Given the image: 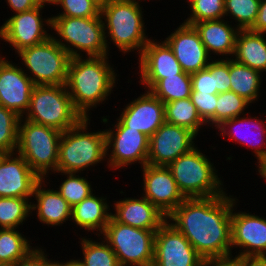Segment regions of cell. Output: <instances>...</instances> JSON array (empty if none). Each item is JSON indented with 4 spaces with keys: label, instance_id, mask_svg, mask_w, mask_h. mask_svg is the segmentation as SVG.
<instances>
[{
    "label": "cell",
    "instance_id": "ac0fdd59",
    "mask_svg": "<svg viewBox=\"0 0 266 266\" xmlns=\"http://www.w3.org/2000/svg\"><path fill=\"white\" fill-rule=\"evenodd\" d=\"M138 81L149 91L160 79L175 76L183 72L172 49L163 41L150 39L138 57Z\"/></svg>",
    "mask_w": 266,
    "mask_h": 266
},
{
    "label": "cell",
    "instance_id": "ab89813d",
    "mask_svg": "<svg viewBox=\"0 0 266 266\" xmlns=\"http://www.w3.org/2000/svg\"><path fill=\"white\" fill-rule=\"evenodd\" d=\"M218 94L200 93L191 90V101L207 128H215V109ZM210 125V126H209Z\"/></svg>",
    "mask_w": 266,
    "mask_h": 266
},
{
    "label": "cell",
    "instance_id": "d6986e66",
    "mask_svg": "<svg viewBox=\"0 0 266 266\" xmlns=\"http://www.w3.org/2000/svg\"><path fill=\"white\" fill-rule=\"evenodd\" d=\"M164 41L172 49L182 70L190 75L207 68L214 59L208 54L193 25L183 22Z\"/></svg>",
    "mask_w": 266,
    "mask_h": 266
},
{
    "label": "cell",
    "instance_id": "9a60e30c",
    "mask_svg": "<svg viewBox=\"0 0 266 266\" xmlns=\"http://www.w3.org/2000/svg\"><path fill=\"white\" fill-rule=\"evenodd\" d=\"M238 201L231 212V249H239L238 256H266V217L237 211ZM237 211V212H236Z\"/></svg>",
    "mask_w": 266,
    "mask_h": 266
},
{
    "label": "cell",
    "instance_id": "bcb514c9",
    "mask_svg": "<svg viewBox=\"0 0 266 266\" xmlns=\"http://www.w3.org/2000/svg\"><path fill=\"white\" fill-rule=\"evenodd\" d=\"M250 31L266 34V0L260 1L259 11Z\"/></svg>",
    "mask_w": 266,
    "mask_h": 266
},
{
    "label": "cell",
    "instance_id": "3957f363",
    "mask_svg": "<svg viewBox=\"0 0 266 266\" xmlns=\"http://www.w3.org/2000/svg\"><path fill=\"white\" fill-rule=\"evenodd\" d=\"M140 6L137 0H110L101 7L108 53L112 42L125 55L135 50L141 55L152 37L148 39L145 33L144 9Z\"/></svg>",
    "mask_w": 266,
    "mask_h": 266
},
{
    "label": "cell",
    "instance_id": "f6af8a7d",
    "mask_svg": "<svg viewBox=\"0 0 266 266\" xmlns=\"http://www.w3.org/2000/svg\"><path fill=\"white\" fill-rule=\"evenodd\" d=\"M12 12L19 13L37 7L40 3L38 0H5Z\"/></svg>",
    "mask_w": 266,
    "mask_h": 266
},
{
    "label": "cell",
    "instance_id": "60d3db41",
    "mask_svg": "<svg viewBox=\"0 0 266 266\" xmlns=\"http://www.w3.org/2000/svg\"><path fill=\"white\" fill-rule=\"evenodd\" d=\"M207 69L214 75L218 93L230 91L229 58H215L208 64Z\"/></svg>",
    "mask_w": 266,
    "mask_h": 266
},
{
    "label": "cell",
    "instance_id": "f546056e",
    "mask_svg": "<svg viewBox=\"0 0 266 266\" xmlns=\"http://www.w3.org/2000/svg\"><path fill=\"white\" fill-rule=\"evenodd\" d=\"M18 229H0V265L11 266L25 258L36 246Z\"/></svg>",
    "mask_w": 266,
    "mask_h": 266
},
{
    "label": "cell",
    "instance_id": "603a6c76",
    "mask_svg": "<svg viewBox=\"0 0 266 266\" xmlns=\"http://www.w3.org/2000/svg\"><path fill=\"white\" fill-rule=\"evenodd\" d=\"M135 198L124 197L122 200L114 201L111 217L124 225L144 230L157 231L166 221L167 217L160 212L148 199L142 196Z\"/></svg>",
    "mask_w": 266,
    "mask_h": 266
},
{
    "label": "cell",
    "instance_id": "b9f144b4",
    "mask_svg": "<svg viewBox=\"0 0 266 266\" xmlns=\"http://www.w3.org/2000/svg\"><path fill=\"white\" fill-rule=\"evenodd\" d=\"M191 87L194 92L218 94L214 75L207 68L191 74Z\"/></svg>",
    "mask_w": 266,
    "mask_h": 266
},
{
    "label": "cell",
    "instance_id": "f5cc1de1",
    "mask_svg": "<svg viewBox=\"0 0 266 266\" xmlns=\"http://www.w3.org/2000/svg\"><path fill=\"white\" fill-rule=\"evenodd\" d=\"M95 3H97L100 7L106 5L110 0H93Z\"/></svg>",
    "mask_w": 266,
    "mask_h": 266
},
{
    "label": "cell",
    "instance_id": "d590c367",
    "mask_svg": "<svg viewBox=\"0 0 266 266\" xmlns=\"http://www.w3.org/2000/svg\"><path fill=\"white\" fill-rule=\"evenodd\" d=\"M248 106H251V104L235 92L218 93L215 109V128L225 120L248 113L245 110L248 109Z\"/></svg>",
    "mask_w": 266,
    "mask_h": 266
},
{
    "label": "cell",
    "instance_id": "7a4b0ae2",
    "mask_svg": "<svg viewBox=\"0 0 266 266\" xmlns=\"http://www.w3.org/2000/svg\"><path fill=\"white\" fill-rule=\"evenodd\" d=\"M108 56L72 57L69 61L65 85L83 118H91L89 111L106 103L117 85L116 69L110 65Z\"/></svg>",
    "mask_w": 266,
    "mask_h": 266
},
{
    "label": "cell",
    "instance_id": "ee69618b",
    "mask_svg": "<svg viewBox=\"0 0 266 266\" xmlns=\"http://www.w3.org/2000/svg\"><path fill=\"white\" fill-rule=\"evenodd\" d=\"M200 266H241L240 256L230 254L222 257L204 258Z\"/></svg>",
    "mask_w": 266,
    "mask_h": 266
},
{
    "label": "cell",
    "instance_id": "44dd1931",
    "mask_svg": "<svg viewBox=\"0 0 266 266\" xmlns=\"http://www.w3.org/2000/svg\"><path fill=\"white\" fill-rule=\"evenodd\" d=\"M122 109L118 119L149 138L165 122L164 103L146 89Z\"/></svg>",
    "mask_w": 266,
    "mask_h": 266
},
{
    "label": "cell",
    "instance_id": "f907efd6",
    "mask_svg": "<svg viewBox=\"0 0 266 266\" xmlns=\"http://www.w3.org/2000/svg\"><path fill=\"white\" fill-rule=\"evenodd\" d=\"M65 266H84L80 259H70L65 262Z\"/></svg>",
    "mask_w": 266,
    "mask_h": 266
},
{
    "label": "cell",
    "instance_id": "9c48e42d",
    "mask_svg": "<svg viewBox=\"0 0 266 266\" xmlns=\"http://www.w3.org/2000/svg\"><path fill=\"white\" fill-rule=\"evenodd\" d=\"M155 232L121 224L112 217L101 234L120 266H152Z\"/></svg>",
    "mask_w": 266,
    "mask_h": 266
},
{
    "label": "cell",
    "instance_id": "5b68a950",
    "mask_svg": "<svg viewBox=\"0 0 266 266\" xmlns=\"http://www.w3.org/2000/svg\"><path fill=\"white\" fill-rule=\"evenodd\" d=\"M51 19V31H55L51 37L68 52L71 58L110 55L106 47L101 14L91 18L53 15Z\"/></svg>",
    "mask_w": 266,
    "mask_h": 266
},
{
    "label": "cell",
    "instance_id": "277c9868",
    "mask_svg": "<svg viewBox=\"0 0 266 266\" xmlns=\"http://www.w3.org/2000/svg\"><path fill=\"white\" fill-rule=\"evenodd\" d=\"M90 121V118H83L76 126L62 132L57 172L83 173L81 171L107 161L105 131H90Z\"/></svg>",
    "mask_w": 266,
    "mask_h": 266
},
{
    "label": "cell",
    "instance_id": "1f68e13d",
    "mask_svg": "<svg viewBox=\"0 0 266 266\" xmlns=\"http://www.w3.org/2000/svg\"><path fill=\"white\" fill-rule=\"evenodd\" d=\"M30 198L0 197V229H19L30 215Z\"/></svg>",
    "mask_w": 266,
    "mask_h": 266
},
{
    "label": "cell",
    "instance_id": "c3c4849f",
    "mask_svg": "<svg viewBox=\"0 0 266 266\" xmlns=\"http://www.w3.org/2000/svg\"><path fill=\"white\" fill-rule=\"evenodd\" d=\"M47 253H45V266H65V262L64 261H52V259H48L47 257Z\"/></svg>",
    "mask_w": 266,
    "mask_h": 266
},
{
    "label": "cell",
    "instance_id": "4dcf8cb0",
    "mask_svg": "<svg viewBox=\"0 0 266 266\" xmlns=\"http://www.w3.org/2000/svg\"><path fill=\"white\" fill-rule=\"evenodd\" d=\"M191 75L185 73L160 79L149 91L163 103L190 98Z\"/></svg>",
    "mask_w": 266,
    "mask_h": 266
},
{
    "label": "cell",
    "instance_id": "5bb4252c",
    "mask_svg": "<svg viewBox=\"0 0 266 266\" xmlns=\"http://www.w3.org/2000/svg\"><path fill=\"white\" fill-rule=\"evenodd\" d=\"M203 258L167 220L155 232L152 266H200Z\"/></svg>",
    "mask_w": 266,
    "mask_h": 266
},
{
    "label": "cell",
    "instance_id": "7c38bea8",
    "mask_svg": "<svg viewBox=\"0 0 266 266\" xmlns=\"http://www.w3.org/2000/svg\"><path fill=\"white\" fill-rule=\"evenodd\" d=\"M45 6L39 4L33 9L12 14L0 26V39L9 43L15 53L48 40L52 36L48 33L52 28V19L51 16L43 18L41 11Z\"/></svg>",
    "mask_w": 266,
    "mask_h": 266
},
{
    "label": "cell",
    "instance_id": "7402d4cb",
    "mask_svg": "<svg viewBox=\"0 0 266 266\" xmlns=\"http://www.w3.org/2000/svg\"><path fill=\"white\" fill-rule=\"evenodd\" d=\"M40 180L21 155L8 153L0 164V197L33 199Z\"/></svg>",
    "mask_w": 266,
    "mask_h": 266
},
{
    "label": "cell",
    "instance_id": "4316f807",
    "mask_svg": "<svg viewBox=\"0 0 266 266\" xmlns=\"http://www.w3.org/2000/svg\"><path fill=\"white\" fill-rule=\"evenodd\" d=\"M260 73L266 72V36L250 30H239L233 58Z\"/></svg>",
    "mask_w": 266,
    "mask_h": 266
},
{
    "label": "cell",
    "instance_id": "8fae6325",
    "mask_svg": "<svg viewBox=\"0 0 266 266\" xmlns=\"http://www.w3.org/2000/svg\"><path fill=\"white\" fill-rule=\"evenodd\" d=\"M116 121L111 125L113 128L109 126L104 130L106 166L111 170L127 168L134 163L140 164L141 168L144 167L148 159L149 137L138 130L126 127L118 118Z\"/></svg>",
    "mask_w": 266,
    "mask_h": 266
},
{
    "label": "cell",
    "instance_id": "484cf974",
    "mask_svg": "<svg viewBox=\"0 0 266 266\" xmlns=\"http://www.w3.org/2000/svg\"><path fill=\"white\" fill-rule=\"evenodd\" d=\"M95 194L92 193L81 203L72 207L71 221L80 229L93 232L94 235L100 237L110 220L111 205H109L110 202H107V196L99 197Z\"/></svg>",
    "mask_w": 266,
    "mask_h": 266
},
{
    "label": "cell",
    "instance_id": "cb8c5ba5",
    "mask_svg": "<svg viewBox=\"0 0 266 266\" xmlns=\"http://www.w3.org/2000/svg\"><path fill=\"white\" fill-rule=\"evenodd\" d=\"M49 179H41L34 188L31 202V211H36V217L41 224L48 227L62 226L66 221H71L72 207L55 189L47 188Z\"/></svg>",
    "mask_w": 266,
    "mask_h": 266
},
{
    "label": "cell",
    "instance_id": "74e56055",
    "mask_svg": "<svg viewBox=\"0 0 266 266\" xmlns=\"http://www.w3.org/2000/svg\"><path fill=\"white\" fill-rule=\"evenodd\" d=\"M20 116L0 105V149L15 153L18 146Z\"/></svg>",
    "mask_w": 266,
    "mask_h": 266
},
{
    "label": "cell",
    "instance_id": "db71d44e",
    "mask_svg": "<svg viewBox=\"0 0 266 266\" xmlns=\"http://www.w3.org/2000/svg\"><path fill=\"white\" fill-rule=\"evenodd\" d=\"M8 153L2 149H0V164L1 162L3 161V159L5 158V156L7 155Z\"/></svg>",
    "mask_w": 266,
    "mask_h": 266
},
{
    "label": "cell",
    "instance_id": "83f0119b",
    "mask_svg": "<svg viewBox=\"0 0 266 266\" xmlns=\"http://www.w3.org/2000/svg\"><path fill=\"white\" fill-rule=\"evenodd\" d=\"M262 73L229 58L230 91L243 97L251 105L260 97Z\"/></svg>",
    "mask_w": 266,
    "mask_h": 266
},
{
    "label": "cell",
    "instance_id": "7dc6e473",
    "mask_svg": "<svg viewBox=\"0 0 266 266\" xmlns=\"http://www.w3.org/2000/svg\"><path fill=\"white\" fill-rule=\"evenodd\" d=\"M241 266H266V256H241Z\"/></svg>",
    "mask_w": 266,
    "mask_h": 266
},
{
    "label": "cell",
    "instance_id": "d4e9b609",
    "mask_svg": "<svg viewBox=\"0 0 266 266\" xmlns=\"http://www.w3.org/2000/svg\"><path fill=\"white\" fill-rule=\"evenodd\" d=\"M229 22L228 18H222L193 24L210 56L216 54L218 59L219 56H222V59L233 57L239 29L235 25L232 26V21L230 24Z\"/></svg>",
    "mask_w": 266,
    "mask_h": 266
},
{
    "label": "cell",
    "instance_id": "ffe728a7",
    "mask_svg": "<svg viewBox=\"0 0 266 266\" xmlns=\"http://www.w3.org/2000/svg\"><path fill=\"white\" fill-rule=\"evenodd\" d=\"M260 118L261 116L253 115L252 117L248 112L243 117L237 116L225 120L215 128L220 131L218 135L224 136L225 139L228 137V140H232L236 144H243V146L251 148L257 159L256 167L266 160V120L263 121Z\"/></svg>",
    "mask_w": 266,
    "mask_h": 266
},
{
    "label": "cell",
    "instance_id": "836d02e7",
    "mask_svg": "<svg viewBox=\"0 0 266 266\" xmlns=\"http://www.w3.org/2000/svg\"><path fill=\"white\" fill-rule=\"evenodd\" d=\"M260 0H224L225 17L233 19L239 30H249L257 17Z\"/></svg>",
    "mask_w": 266,
    "mask_h": 266
},
{
    "label": "cell",
    "instance_id": "816d5d0a",
    "mask_svg": "<svg viewBox=\"0 0 266 266\" xmlns=\"http://www.w3.org/2000/svg\"><path fill=\"white\" fill-rule=\"evenodd\" d=\"M57 0H38L40 4L54 5Z\"/></svg>",
    "mask_w": 266,
    "mask_h": 266
},
{
    "label": "cell",
    "instance_id": "8d00e7d4",
    "mask_svg": "<svg viewBox=\"0 0 266 266\" xmlns=\"http://www.w3.org/2000/svg\"><path fill=\"white\" fill-rule=\"evenodd\" d=\"M190 16L184 23L193 25L207 20H217L225 18L224 0H187Z\"/></svg>",
    "mask_w": 266,
    "mask_h": 266
},
{
    "label": "cell",
    "instance_id": "8992f818",
    "mask_svg": "<svg viewBox=\"0 0 266 266\" xmlns=\"http://www.w3.org/2000/svg\"><path fill=\"white\" fill-rule=\"evenodd\" d=\"M213 164L197 146L167 167L185 198L214 197L225 194L226 188Z\"/></svg>",
    "mask_w": 266,
    "mask_h": 266
},
{
    "label": "cell",
    "instance_id": "e0dca14e",
    "mask_svg": "<svg viewBox=\"0 0 266 266\" xmlns=\"http://www.w3.org/2000/svg\"><path fill=\"white\" fill-rule=\"evenodd\" d=\"M0 56V105L21 118L28 111L35 86L23 68Z\"/></svg>",
    "mask_w": 266,
    "mask_h": 266
},
{
    "label": "cell",
    "instance_id": "ba28073f",
    "mask_svg": "<svg viewBox=\"0 0 266 266\" xmlns=\"http://www.w3.org/2000/svg\"><path fill=\"white\" fill-rule=\"evenodd\" d=\"M61 135L62 132L54 128L20 118L16 152L41 179L57 172Z\"/></svg>",
    "mask_w": 266,
    "mask_h": 266
},
{
    "label": "cell",
    "instance_id": "7bdbcfd3",
    "mask_svg": "<svg viewBox=\"0 0 266 266\" xmlns=\"http://www.w3.org/2000/svg\"><path fill=\"white\" fill-rule=\"evenodd\" d=\"M44 247L36 246L25 258L20 259L11 266H45Z\"/></svg>",
    "mask_w": 266,
    "mask_h": 266
},
{
    "label": "cell",
    "instance_id": "d6a6232c",
    "mask_svg": "<svg viewBox=\"0 0 266 266\" xmlns=\"http://www.w3.org/2000/svg\"><path fill=\"white\" fill-rule=\"evenodd\" d=\"M79 239L83 253V259L80 261L84 266H120L117 256L102 237L99 242L87 236Z\"/></svg>",
    "mask_w": 266,
    "mask_h": 266
},
{
    "label": "cell",
    "instance_id": "681fc988",
    "mask_svg": "<svg viewBox=\"0 0 266 266\" xmlns=\"http://www.w3.org/2000/svg\"><path fill=\"white\" fill-rule=\"evenodd\" d=\"M258 172V176H260V178H265L264 180L266 181V160L263 161L259 166L258 169H256Z\"/></svg>",
    "mask_w": 266,
    "mask_h": 266
},
{
    "label": "cell",
    "instance_id": "30bf717a",
    "mask_svg": "<svg viewBox=\"0 0 266 266\" xmlns=\"http://www.w3.org/2000/svg\"><path fill=\"white\" fill-rule=\"evenodd\" d=\"M17 55L27 69L23 67V71L35 85L66 84L71 57L52 37L43 43L22 49Z\"/></svg>",
    "mask_w": 266,
    "mask_h": 266
},
{
    "label": "cell",
    "instance_id": "f35d334b",
    "mask_svg": "<svg viewBox=\"0 0 266 266\" xmlns=\"http://www.w3.org/2000/svg\"><path fill=\"white\" fill-rule=\"evenodd\" d=\"M54 5L63 10L55 16L91 18L98 17L101 12V7L93 0H57Z\"/></svg>",
    "mask_w": 266,
    "mask_h": 266
},
{
    "label": "cell",
    "instance_id": "6da1fadb",
    "mask_svg": "<svg viewBox=\"0 0 266 266\" xmlns=\"http://www.w3.org/2000/svg\"><path fill=\"white\" fill-rule=\"evenodd\" d=\"M227 193L214 197L185 198L167 217L204 259L232 254L231 212L239 201Z\"/></svg>",
    "mask_w": 266,
    "mask_h": 266
},
{
    "label": "cell",
    "instance_id": "4fadbf2b",
    "mask_svg": "<svg viewBox=\"0 0 266 266\" xmlns=\"http://www.w3.org/2000/svg\"><path fill=\"white\" fill-rule=\"evenodd\" d=\"M196 138L192 131L164 122L149 138L147 164L168 166L196 147Z\"/></svg>",
    "mask_w": 266,
    "mask_h": 266
},
{
    "label": "cell",
    "instance_id": "e575fe53",
    "mask_svg": "<svg viewBox=\"0 0 266 266\" xmlns=\"http://www.w3.org/2000/svg\"><path fill=\"white\" fill-rule=\"evenodd\" d=\"M59 175L66 176V179L62 181L57 189V192L73 207L74 205L81 203L85 198L89 197L93 193L91 183L87 178L80 176L81 173L74 172H55ZM77 174V175H76ZM80 174V175H79Z\"/></svg>",
    "mask_w": 266,
    "mask_h": 266
},
{
    "label": "cell",
    "instance_id": "f1b7e54d",
    "mask_svg": "<svg viewBox=\"0 0 266 266\" xmlns=\"http://www.w3.org/2000/svg\"><path fill=\"white\" fill-rule=\"evenodd\" d=\"M165 122L186 128L196 136L207 124L199 116L191 98L178 99L164 103ZM202 126V127H201Z\"/></svg>",
    "mask_w": 266,
    "mask_h": 266
},
{
    "label": "cell",
    "instance_id": "52a82bcc",
    "mask_svg": "<svg viewBox=\"0 0 266 266\" xmlns=\"http://www.w3.org/2000/svg\"><path fill=\"white\" fill-rule=\"evenodd\" d=\"M23 118L64 132L76 126L83 116L75 109L66 85H35Z\"/></svg>",
    "mask_w": 266,
    "mask_h": 266
},
{
    "label": "cell",
    "instance_id": "2e32d148",
    "mask_svg": "<svg viewBox=\"0 0 266 266\" xmlns=\"http://www.w3.org/2000/svg\"><path fill=\"white\" fill-rule=\"evenodd\" d=\"M142 169L143 197L168 217L184 200L167 166L146 164Z\"/></svg>",
    "mask_w": 266,
    "mask_h": 266
}]
</instances>
